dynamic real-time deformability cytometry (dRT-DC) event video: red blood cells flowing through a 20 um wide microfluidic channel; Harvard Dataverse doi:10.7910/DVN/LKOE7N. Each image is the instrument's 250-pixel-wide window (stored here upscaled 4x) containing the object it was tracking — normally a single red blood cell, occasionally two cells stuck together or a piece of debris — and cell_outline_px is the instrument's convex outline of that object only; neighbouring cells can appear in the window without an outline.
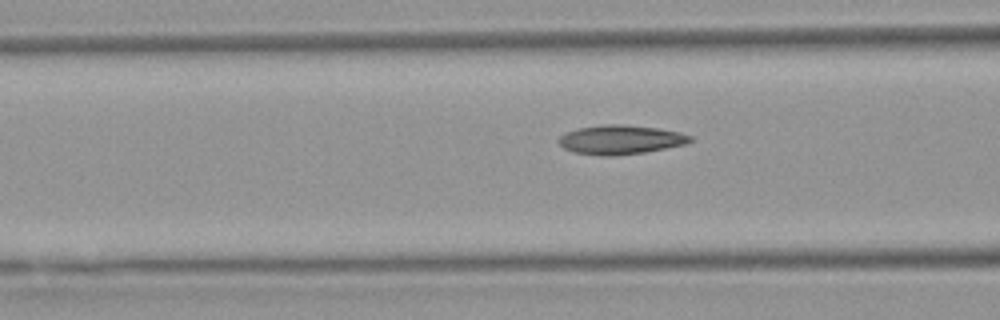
{"species": "Egyptian fruit bat (a non-hibernating species)", "species_latin": "Rousettus aegyptiacus", "temperature_condition": "warm", "stored_images_in_passage": 23, "camera_frame_rate_fps": 3000, "um_per_image_px": 0.085, "animal": {"sex": "female"}, "frame": {"image": 1, "passage_image": 17, "time_ms": 5.333, "image_size_px": [1000, 320], "cell_outline_px": [[692, 140], [684, 144], [644, 152], [616, 156], [604, 156], [572, 152], [564, 148], [556, 140], [564, 132], [576, 128], [604, 124], [624, 124], [660, 128], [680, 132], [692, 136]], "centroid_in_image_um": [52.69, 11.86], "position_along_channel_um": 113.9, "area_um2": 22.54}}